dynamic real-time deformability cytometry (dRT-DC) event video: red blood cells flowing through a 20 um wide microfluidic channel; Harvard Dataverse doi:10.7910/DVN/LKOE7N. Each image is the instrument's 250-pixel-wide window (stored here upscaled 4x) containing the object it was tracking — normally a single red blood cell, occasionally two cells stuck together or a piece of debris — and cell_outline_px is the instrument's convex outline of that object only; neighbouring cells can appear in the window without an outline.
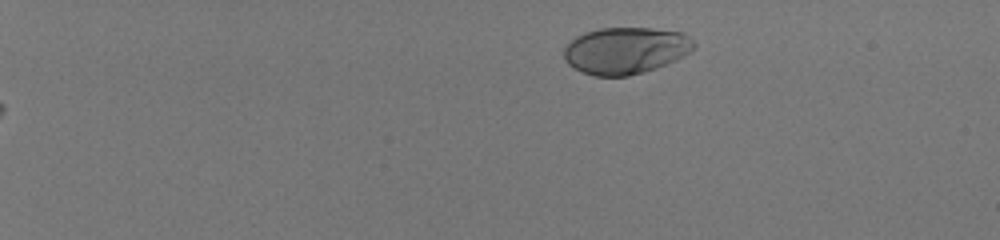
{"species": "human", "species_latin": "Homo sapiens", "temperature_condition": "room temperature", "stored_images_in_passage": 45, "camera_frame_rate_fps": 3000, "um_per_image_px": 0.085, "donor": {"sex": "male"}, "frame": {"image": 1, "passage_image": 1, "time_ms": 0.0, "image_size_px": [1000, 240], "cell_outline_px": [[696, 44], [688, 52], [656, 68], [628, 76], [596, 76], [584, 72], [568, 64], [564, 60], [564, 48], [576, 36], [584, 32], [600, 28], [652, 28], [684, 32]], "centroid_in_image_um": [53.14, 4.27], "position_along_channel_um": 31.9, "area_um2": 35.03}}
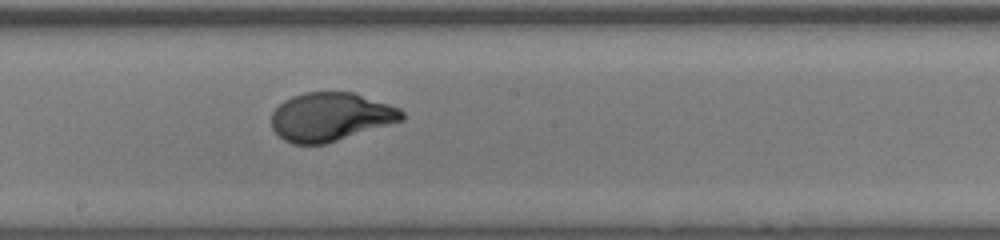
{"frame": {"image": 2, "passage_image": 26, "time_ms": 8.333, "image_size_px": [1000, 240], "cell_outline_px": [[404, 120], [324, 144], [292, 144], [284, 140], [272, 128], [272, 112], [284, 100], [292, 96], [304, 92], [352, 92], [400, 108], [404, 112]], "centroid_in_image_um": [28.09, 9.93], "position_along_channel_um": 220.1, "area_um2": 36.65}}
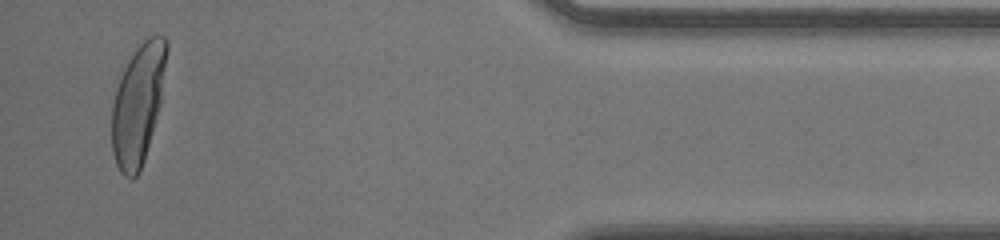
{"frame": {"image": 3, "passage_image": 44, "time_ms": 14.333, "image_size_px": [1000, 240], "cell_outline_px": [[168, 48], [160, 104], [144, 160], [140, 172], [132, 180], [128, 180], [120, 172], [116, 164], [112, 152], [112, 104], [116, 88], [120, 76], [128, 60], [136, 48], [148, 36], [164, 36], [168, 40]], "centroid_in_image_um": [11.72, 8.87], "position_along_channel_um": 423.5, "area_um2": 38.32}, "authors_computed_cell_mechanics": {"area_um2": 36.7608, "velocity_mm_per_s": 4.05, "shape_relaxation_time_tau1_ms": 4.4103, "shape_relaxation_time_tau2_ms": null, "deformation_change_tau1": 0.2456, "deformation_change_tau2": null}}